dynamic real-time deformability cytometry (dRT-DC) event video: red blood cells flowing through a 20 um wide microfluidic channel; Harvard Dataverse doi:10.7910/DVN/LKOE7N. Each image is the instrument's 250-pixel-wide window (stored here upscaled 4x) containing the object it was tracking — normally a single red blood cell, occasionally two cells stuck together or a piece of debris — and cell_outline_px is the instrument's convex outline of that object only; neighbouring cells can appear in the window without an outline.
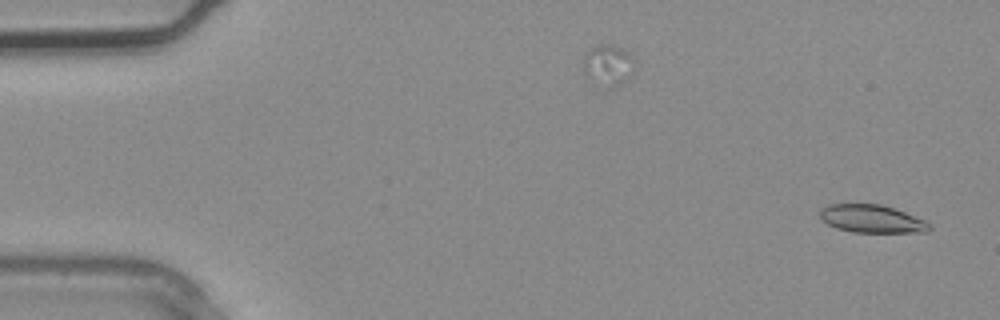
{"species": "common noctule bat (a hibernating species)", "species_latin": "Nyctalus noctula", "temperature_condition": "warm", "stored_images_in_passage": 3, "camera_frame_rate_fps": 3000, "um_per_image_px": 0.085, "animal": {"sex": "male", "body_mass_g": 20.4}, "frame": {"image": 1, "passage_image": 1, "time_ms": 0.0, "image_size_px": [1000, 320], "cell_outline_px": [[932, 228], [928, 232], [852, 232], [836, 228], [820, 220], [820, 212], [828, 204], [880, 204], [904, 212], [924, 220], [932, 224]], "centroid_in_image_um": [74.11, 18.61], "position_along_channel_um": 10.9, "area_um2": 17.74}}
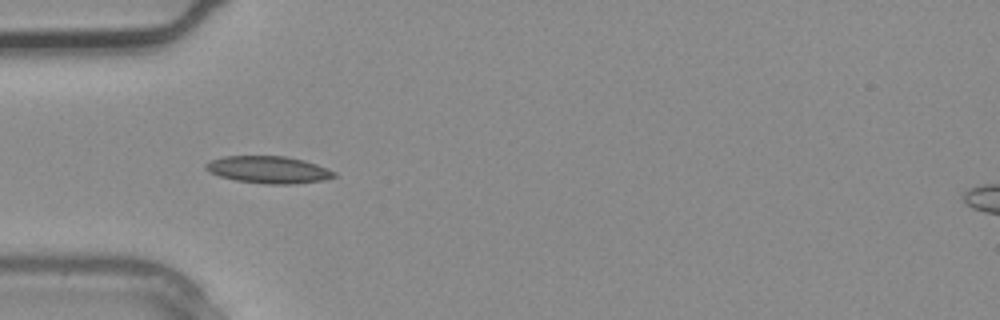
{"frame": {"image": 2, "passage_image": 3, "time_ms": 0.667, "image_size_px": [1000, 320], "cell_outline_px": [[336, 176], [324, 180], [292, 184], [264, 184], [236, 180], [220, 176], [204, 168], [204, 164], [212, 160], [224, 156], [284, 156], [304, 160], [328, 168], [336, 172]], "centroid_in_image_um": [22.85, 14.42], "position_along_channel_um": 62.2, "area_um2": 20.23}}